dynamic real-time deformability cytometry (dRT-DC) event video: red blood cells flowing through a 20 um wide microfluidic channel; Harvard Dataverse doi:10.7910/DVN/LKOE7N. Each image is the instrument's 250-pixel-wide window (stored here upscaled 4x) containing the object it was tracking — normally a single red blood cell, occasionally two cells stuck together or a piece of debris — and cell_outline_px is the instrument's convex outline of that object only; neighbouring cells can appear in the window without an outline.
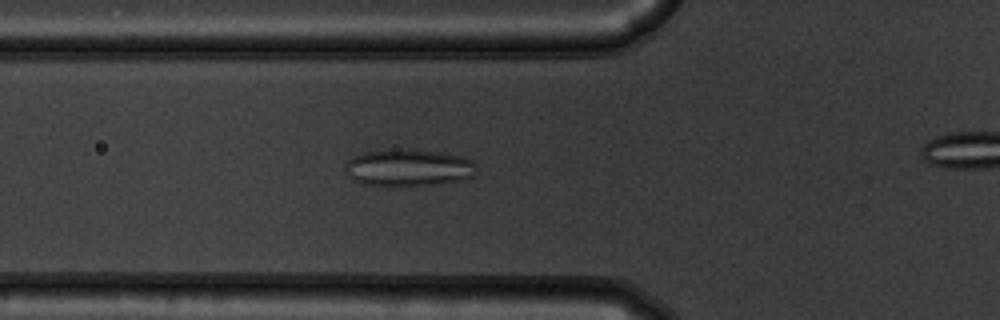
{"species": "common noctule bat (a hibernating species)", "species_latin": "Nyctalus noctula", "temperature_condition": "warm", "stored_images_in_passage": 42, "camera_frame_rate_fps": 3000, "um_per_image_px": 0.085, "animal": {"sex": "male", "body_mass_g": 19.5, "forearm_length_mm": 54.6}, "frame": {"image": 1, "passage_image": 15, "time_ms": 4.667, "image_size_px": [1000, 320], "cell_outline_px": [[476, 172], [472, 176], [464, 180], [436, 184], [396, 188], [364, 184], [356, 180], [344, 168], [344, 164], [352, 156], [364, 152], [404, 148], [440, 152], [464, 156], [472, 160], [476, 164]], "centroid_in_image_um": [34.75, 14.27], "position_along_channel_um": 91.1, "area_um2": 29.02}}
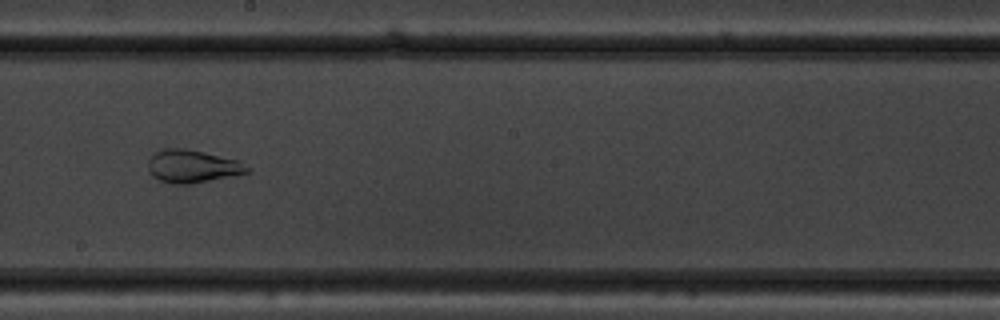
{"frame": {"image": 2, "passage_image": 26, "time_ms": 8.333, "image_size_px": [1000, 320], "cell_outline_px": [[252, 172], [192, 184], [172, 184], [160, 180], [152, 176], [148, 172], [148, 160], [160, 148], [184, 148], [204, 152], [236, 160], [252, 168]], "centroid_in_image_um": [16.35, 14.14], "position_along_channel_um": 231.8, "area_um2": 19.13}}
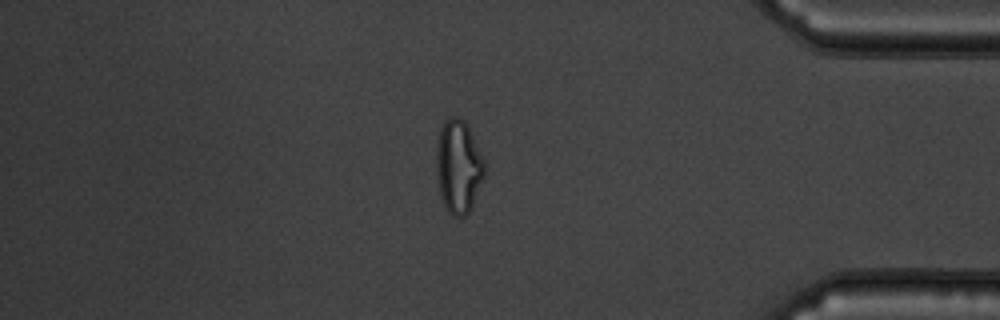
{"frame": {"image": 3, "passage_image": 41, "time_ms": 13.333, "image_size_px": [1000, 320], "cell_outline_px": [[488, 168], [472, 204], [468, 212], [464, 216], [452, 216], [448, 212], [444, 204], [440, 192], [436, 172], [436, 148], [440, 128], [444, 120], [448, 116], [460, 116], [468, 124]], "centroid_in_image_um": [38.98, 14.09], "position_along_channel_um": 396.2, "area_um2": 26.53}}